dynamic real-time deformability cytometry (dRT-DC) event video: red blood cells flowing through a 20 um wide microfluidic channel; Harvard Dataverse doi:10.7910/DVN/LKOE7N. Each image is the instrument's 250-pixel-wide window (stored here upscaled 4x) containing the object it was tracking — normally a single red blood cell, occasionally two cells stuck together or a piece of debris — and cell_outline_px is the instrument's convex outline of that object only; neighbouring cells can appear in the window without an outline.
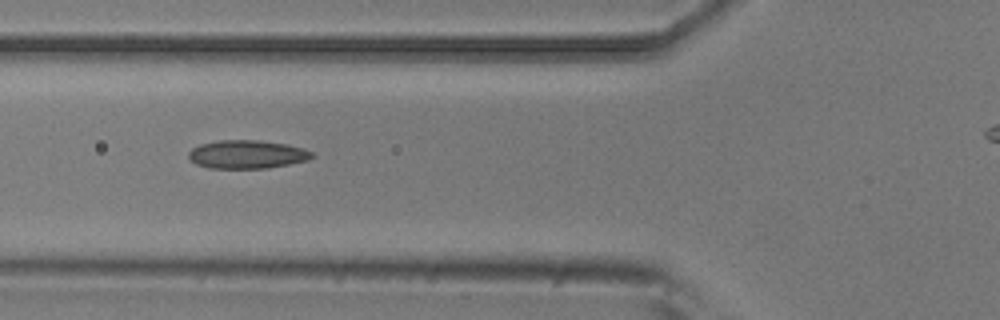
{"species": "common noctule bat (a hibernating species)", "species_latin": "Nyctalus noctula", "temperature_condition": "room temperature", "stored_images_in_passage": 9, "camera_frame_rate_fps": 3000, "um_per_image_px": 0.085, "animal": {"sex": "male", "body_mass_g": 20.5, "forearm_length_mm": 52.5}, "frame": {"image": 1, "passage_image": 6, "time_ms": 1.667, "image_size_px": [1000, 320], "cell_outline_px": [[316, 156], [308, 160], [268, 168], [208, 168], [196, 164], [188, 156], [188, 152], [192, 148], [200, 144], [220, 140], [260, 140], [288, 144], [304, 148], [312, 152]], "centroid_in_image_um": [21.02, 13.11], "position_along_channel_um": 104.8, "area_um2": 20.52}}
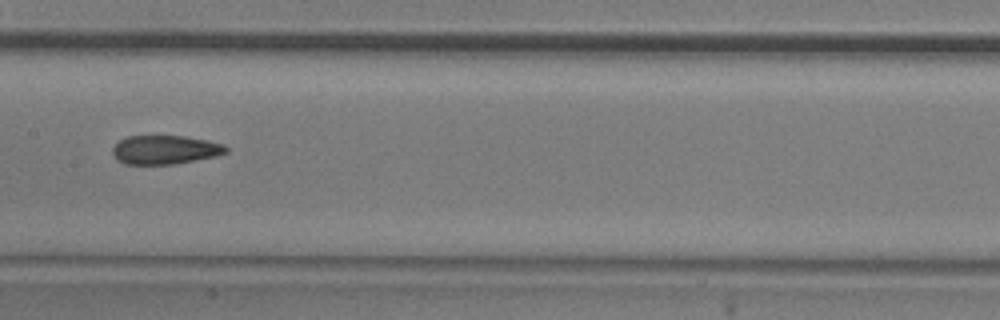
{"frame": {"image": 2, "passage_image": 8, "time_ms": 2.333, "image_size_px": [1000, 320], "cell_outline_px": [[228, 152], [216, 156], [172, 164], [124, 164], [116, 160], [112, 152], [112, 148], [120, 140], [128, 136], [184, 136], [208, 140], [224, 144], [228, 148]], "centroid_in_image_um": [14.03, 12.73], "position_along_channel_um": 193.4, "area_um2": 19.07}}
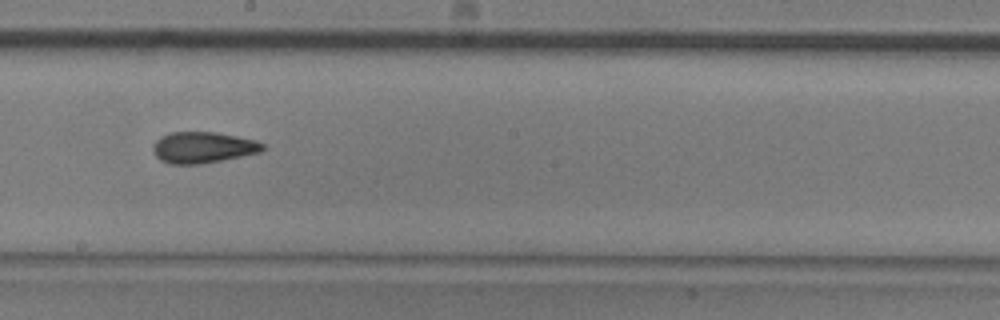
{"frame": {"image": 3, "passage_image": 9, "time_ms": 2.667, "image_size_px": [1000, 320], "cell_outline_px": [[264, 148], [260, 152], [200, 164], [168, 164], [160, 160], [152, 152], [152, 144], [160, 136], [172, 132], [216, 132], [256, 140], [264, 144]], "centroid_in_image_um": [17.19, 12.53], "position_along_channel_um": 231.0, "area_um2": 19.94}}